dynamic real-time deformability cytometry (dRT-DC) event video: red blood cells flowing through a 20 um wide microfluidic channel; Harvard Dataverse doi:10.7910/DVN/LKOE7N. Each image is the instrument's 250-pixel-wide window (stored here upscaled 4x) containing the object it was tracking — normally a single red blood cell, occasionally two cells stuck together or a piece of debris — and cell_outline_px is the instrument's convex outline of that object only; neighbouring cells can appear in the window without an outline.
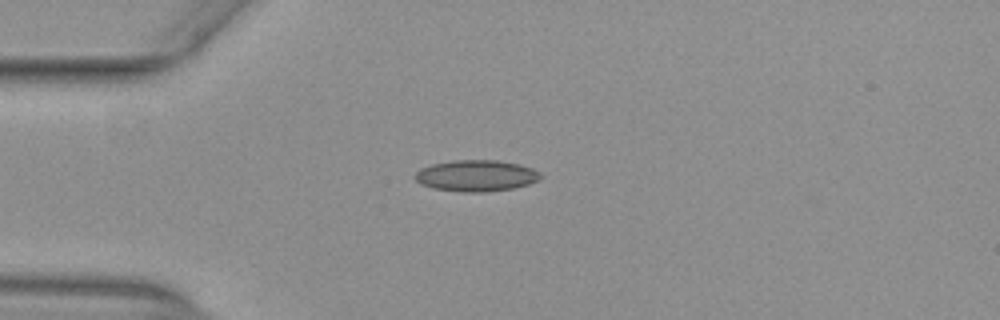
{"species": "common noctule bat (a hibernating species)", "species_latin": "Nyctalus noctula", "temperature_condition": "warm", "stored_images_in_passage": 40, "camera_frame_rate_fps": 3000, "um_per_image_px": 0.085, "animal": {"sex": "female", "body_mass_g": 29.2, "forearm_length_mm": 56.3}, "frame": {"image": 1, "passage_image": 1, "time_ms": 0.0, "image_size_px": [1000, 320], "cell_outline_px": [[544, 176], [540, 180], [528, 184], [512, 188], [484, 192], [464, 192], [432, 188], [420, 184], [412, 176], [420, 168], [432, 164], [452, 160], [496, 160], [520, 164], [532, 168], [540, 172]], "centroid_in_image_um": [40.48, 14.93], "position_along_channel_um": 44.5, "area_um2": 23.12}}
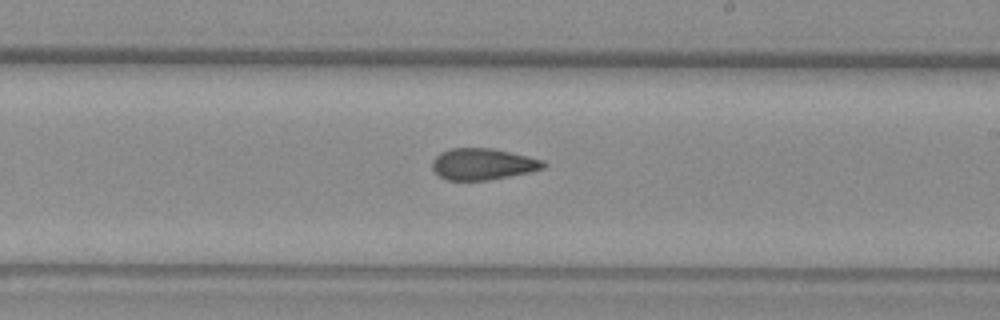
{"frame": {"image": 2, "passage_image": 18, "time_ms": 5.667, "image_size_px": [1000, 320], "cell_outline_px": [[548, 164], [544, 168], [528, 172], [488, 180], [448, 180], [440, 176], [432, 168], [432, 160], [440, 152], [452, 148], [492, 148], [544, 160]], "centroid_in_image_um": [41.04, 13.94], "position_along_channel_um": 248.0, "area_um2": 20.23}}
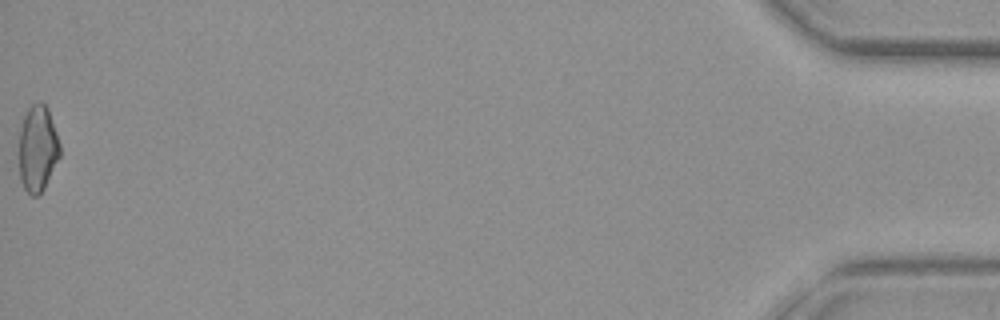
{"frame": {"image": 3, "passage_image": 40, "time_ms": 13.0, "image_size_px": [1000, 320], "cell_outline_px": [[60, 156], [44, 188], [36, 196], [32, 196], [24, 188], [20, 180], [16, 152], [20, 128], [24, 116], [28, 108], [32, 104], [40, 100], [48, 108], [60, 144]], "centroid_in_image_um": [3.15, 12.62], "position_along_channel_um": 432.0, "area_um2": 21.15}, "authors_computed_cell_mechanics": {"area_um2": 20.6635, "velocity_mm_per_s": 3.9544, "shape_relaxation_time_tau1_ms": null, "shape_relaxation_time_tau2_ms": 2.4783, "deformation_change_tau1": null, "deformation_change_tau2": 0.0955}}